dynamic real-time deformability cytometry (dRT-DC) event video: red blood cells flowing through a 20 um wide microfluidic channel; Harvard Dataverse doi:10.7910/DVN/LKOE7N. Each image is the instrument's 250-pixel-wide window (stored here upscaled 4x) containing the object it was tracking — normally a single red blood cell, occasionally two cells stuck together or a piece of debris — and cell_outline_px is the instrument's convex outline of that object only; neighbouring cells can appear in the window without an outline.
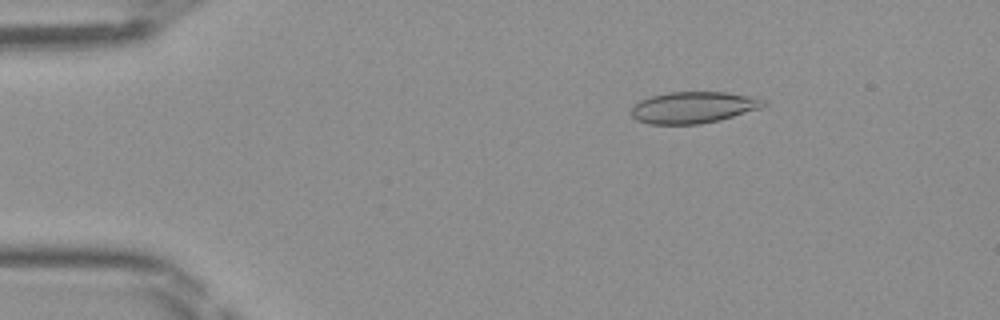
{"species": "Egyptian fruit bat (a non-hibernating species)", "species_latin": "Rousettus aegyptiacus", "temperature_condition": "room temperature", "stored_images_in_passage": 48, "camera_frame_rate_fps": 3000, "um_per_image_px": 0.085, "frame": {"image": 1, "passage_image": 8, "time_ms": 2.333, "image_size_px": [1000, 320], "cell_outline_px": [[768, 104], [760, 108], [720, 120], [700, 124], [648, 124], [636, 120], [632, 116], [632, 108], [640, 100], [652, 96], [668, 92], [728, 92], [752, 96], [764, 100]], "centroid_in_image_um": [58.95, 9.13], "position_along_channel_um": 26.1, "area_um2": 24.28}}
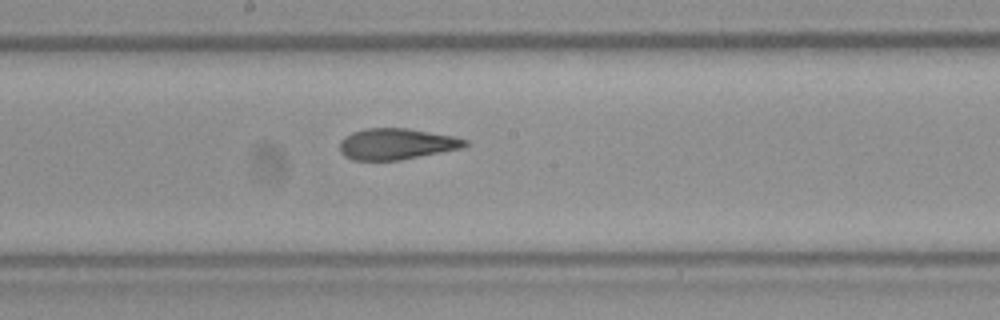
{"frame": {"image": 2, "passage_image": 26, "time_ms": 8.333, "image_size_px": [1000, 320], "cell_outline_px": [[468, 144], [464, 148], [400, 160], [352, 160], [344, 156], [340, 152], [340, 140], [344, 136], [352, 132], [364, 128], [408, 128], [456, 136], [468, 140]], "centroid_in_image_um": [33.71, 12.23], "position_along_channel_um": 214.5, "area_um2": 23.06}}
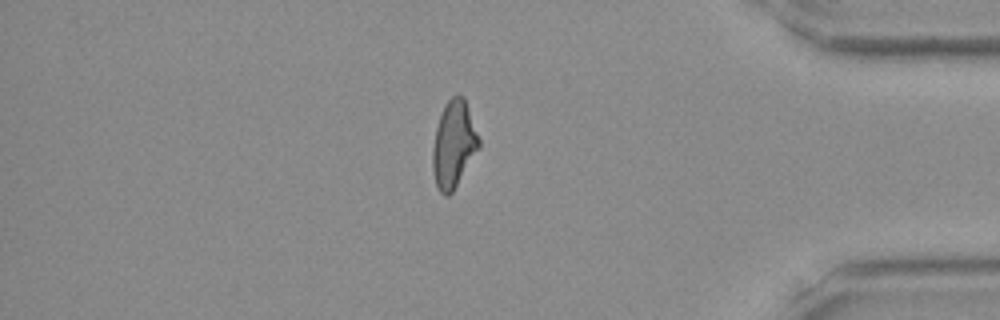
{"frame": {"image": 3, "passage_image": 41, "time_ms": 13.333, "image_size_px": [1000, 320], "cell_outline_px": [[480, 148], [452, 192], [448, 196], [444, 196], [440, 192], [436, 184], [432, 168], [432, 148], [436, 128], [444, 104], [452, 96], [464, 96], [480, 140]], "centroid_in_image_um": [38.56, 12.28], "position_along_channel_um": 396.6, "area_um2": 23.35}}